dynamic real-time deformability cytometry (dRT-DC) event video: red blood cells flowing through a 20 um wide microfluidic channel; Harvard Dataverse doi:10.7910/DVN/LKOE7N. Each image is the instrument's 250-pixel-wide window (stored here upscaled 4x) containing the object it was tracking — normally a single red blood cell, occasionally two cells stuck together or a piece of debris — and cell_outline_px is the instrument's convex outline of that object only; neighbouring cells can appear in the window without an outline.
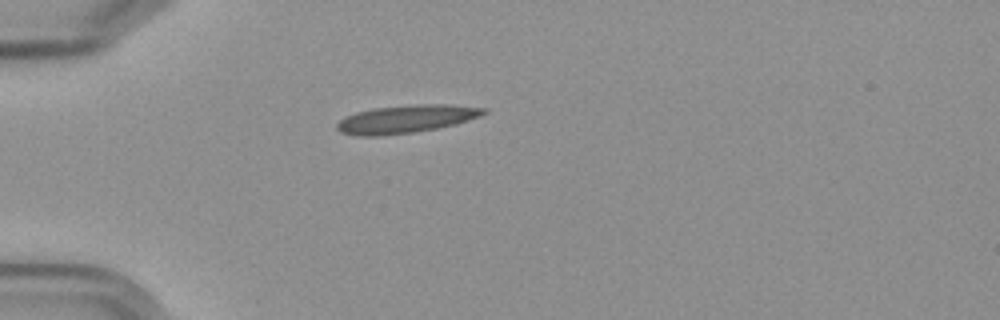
{"species": "Egyptian fruit bat (a non-hibernating species)", "species_latin": "Rousettus aegyptiacus", "temperature_condition": "cold", "stored_images_in_passage": 1, "camera_frame_rate_fps": 3000, "um_per_image_px": 0.085, "frame": {"image": 1, "passage_image": 1, "time_ms": 0.0, "image_size_px": [1000, 320], "cell_outline_px": [[488, 112], [480, 116], [452, 124], [436, 128], [412, 132], [380, 136], [356, 136], [340, 132], [336, 128], [336, 124], [344, 116], [356, 112], [372, 108], [416, 104], [452, 104], [488, 108]], "centroid_in_image_um": [34.48, 10.1], "position_along_channel_um": 50.5, "area_um2": 23.93}}